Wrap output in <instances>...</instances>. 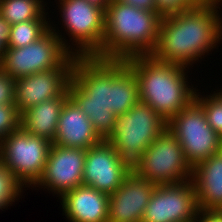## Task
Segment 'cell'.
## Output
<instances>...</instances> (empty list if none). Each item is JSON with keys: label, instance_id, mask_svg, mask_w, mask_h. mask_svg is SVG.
Returning <instances> with one entry per match:
<instances>
[{"label": "cell", "instance_id": "obj_1", "mask_svg": "<svg viewBox=\"0 0 222 222\" xmlns=\"http://www.w3.org/2000/svg\"><path fill=\"white\" fill-rule=\"evenodd\" d=\"M68 96L103 140L113 131L117 116L140 102L137 78L126 59L97 56H76Z\"/></svg>", "mask_w": 222, "mask_h": 222}, {"label": "cell", "instance_id": "obj_2", "mask_svg": "<svg viewBox=\"0 0 222 222\" xmlns=\"http://www.w3.org/2000/svg\"><path fill=\"white\" fill-rule=\"evenodd\" d=\"M221 4L222 0H214L203 7L163 16L150 55L161 62L188 66L187 69L209 55L222 39Z\"/></svg>", "mask_w": 222, "mask_h": 222}, {"label": "cell", "instance_id": "obj_3", "mask_svg": "<svg viewBox=\"0 0 222 222\" xmlns=\"http://www.w3.org/2000/svg\"><path fill=\"white\" fill-rule=\"evenodd\" d=\"M126 62L137 78L140 102L167 122L195 99L198 90L189 86L186 66L161 62L150 54L131 56Z\"/></svg>", "mask_w": 222, "mask_h": 222}, {"label": "cell", "instance_id": "obj_4", "mask_svg": "<svg viewBox=\"0 0 222 222\" xmlns=\"http://www.w3.org/2000/svg\"><path fill=\"white\" fill-rule=\"evenodd\" d=\"M104 19V39L97 57L126 59L154 50L162 19L159 13L112 0Z\"/></svg>", "mask_w": 222, "mask_h": 222}, {"label": "cell", "instance_id": "obj_5", "mask_svg": "<svg viewBox=\"0 0 222 222\" xmlns=\"http://www.w3.org/2000/svg\"><path fill=\"white\" fill-rule=\"evenodd\" d=\"M166 129L167 121L151 106L139 102L117 116L114 129L105 140L117 151L121 167L128 174H136L144 152Z\"/></svg>", "mask_w": 222, "mask_h": 222}, {"label": "cell", "instance_id": "obj_6", "mask_svg": "<svg viewBox=\"0 0 222 222\" xmlns=\"http://www.w3.org/2000/svg\"><path fill=\"white\" fill-rule=\"evenodd\" d=\"M51 23L37 41L22 48L6 47L0 57V69L17 79L57 67H73L76 58L73 46Z\"/></svg>", "mask_w": 222, "mask_h": 222}, {"label": "cell", "instance_id": "obj_7", "mask_svg": "<svg viewBox=\"0 0 222 222\" xmlns=\"http://www.w3.org/2000/svg\"><path fill=\"white\" fill-rule=\"evenodd\" d=\"M51 144L20 127L0 142V161L24 188H33L44 172Z\"/></svg>", "mask_w": 222, "mask_h": 222}, {"label": "cell", "instance_id": "obj_8", "mask_svg": "<svg viewBox=\"0 0 222 222\" xmlns=\"http://www.w3.org/2000/svg\"><path fill=\"white\" fill-rule=\"evenodd\" d=\"M58 1L63 28L73 40V55L98 56L105 33V9L87 0Z\"/></svg>", "mask_w": 222, "mask_h": 222}, {"label": "cell", "instance_id": "obj_9", "mask_svg": "<svg viewBox=\"0 0 222 222\" xmlns=\"http://www.w3.org/2000/svg\"><path fill=\"white\" fill-rule=\"evenodd\" d=\"M192 167L222 149V138L209 126L204 109L193 100L167 122Z\"/></svg>", "mask_w": 222, "mask_h": 222}, {"label": "cell", "instance_id": "obj_10", "mask_svg": "<svg viewBox=\"0 0 222 222\" xmlns=\"http://www.w3.org/2000/svg\"><path fill=\"white\" fill-rule=\"evenodd\" d=\"M192 173L179 141L166 129L144 152L136 175L155 185H167L191 180Z\"/></svg>", "mask_w": 222, "mask_h": 222}, {"label": "cell", "instance_id": "obj_11", "mask_svg": "<svg viewBox=\"0 0 222 222\" xmlns=\"http://www.w3.org/2000/svg\"><path fill=\"white\" fill-rule=\"evenodd\" d=\"M198 212L192 180L156 185L141 222H195Z\"/></svg>", "mask_w": 222, "mask_h": 222}, {"label": "cell", "instance_id": "obj_12", "mask_svg": "<svg viewBox=\"0 0 222 222\" xmlns=\"http://www.w3.org/2000/svg\"><path fill=\"white\" fill-rule=\"evenodd\" d=\"M86 150L51 144L44 172L33 187L46 188L59 199L68 191L83 185Z\"/></svg>", "mask_w": 222, "mask_h": 222}, {"label": "cell", "instance_id": "obj_13", "mask_svg": "<svg viewBox=\"0 0 222 222\" xmlns=\"http://www.w3.org/2000/svg\"><path fill=\"white\" fill-rule=\"evenodd\" d=\"M73 67H57L15 79L14 102L20 113L43 101L69 97Z\"/></svg>", "mask_w": 222, "mask_h": 222}, {"label": "cell", "instance_id": "obj_14", "mask_svg": "<svg viewBox=\"0 0 222 222\" xmlns=\"http://www.w3.org/2000/svg\"><path fill=\"white\" fill-rule=\"evenodd\" d=\"M128 175L118 161L117 151L106 140L86 150L83 185L111 195Z\"/></svg>", "mask_w": 222, "mask_h": 222}, {"label": "cell", "instance_id": "obj_15", "mask_svg": "<svg viewBox=\"0 0 222 222\" xmlns=\"http://www.w3.org/2000/svg\"><path fill=\"white\" fill-rule=\"evenodd\" d=\"M156 185L136 174H129L109 195L107 222H141Z\"/></svg>", "mask_w": 222, "mask_h": 222}, {"label": "cell", "instance_id": "obj_16", "mask_svg": "<svg viewBox=\"0 0 222 222\" xmlns=\"http://www.w3.org/2000/svg\"><path fill=\"white\" fill-rule=\"evenodd\" d=\"M102 140L86 114L68 98L61 109L52 144L87 150Z\"/></svg>", "mask_w": 222, "mask_h": 222}, {"label": "cell", "instance_id": "obj_17", "mask_svg": "<svg viewBox=\"0 0 222 222\" xmlns=\"http://www.w3.org/2000/svg\"><path fill=\"white\" fill-rule=\"evenodd\" d=\"M64 215L70 222H107L109 195L80 185L61 197Z\"/></svg>", "mask_w": 222, "mask_h": 222}, {"label": "cell", "instance_id": "obj_18", "mask_svg": "<svg viewBox=\"0 0 222 222\" xmlns=\"http://www.w3.org/2000/svg\"><path fill=\"white\" fill-rule=\"evenodd\" d=\"M199 210L222 212V149L193 167Z\"/></svg>", "mask_w": 222, "mask_h": 222}, {"label": "cell", "instance_id": "obj_19", "mask_svg": "<svg viewBox=\"0 0 222 222\" xmlns=\"http://www.w3.org/2000/svg\"><path fill=\"white\" fill-rule=\"evenodd\" d=\"M68 98L56 97L25 110L21 113V127L28 133L43 137L53 143L60 112Z\"/></svg>", "mask_w": 222, "mask_h": 222}, {"label": "cell", "instance_id": "obj_20", "mask_svg": "<svg viewBox=\"0 0 222 222\" xmlns=\"http://www.w3.org/2000/svg\"><path fill=\"white\" fill-rule=\"evenodd\" d=\"M44 0H0V17L10 25L29 20H48Z\"/></svg>", "mask_w": 222, "mask_h": 222}, {"label": "cell", "instance_id": "obj_21", "mask_svg": "<svg viewBox=\"0 0 222 222\" xmlns=\"http://www.w3.org/2000/svg\"><path fill=\"white\" fill-rule=\"evenodd\" d=\"M50 21L29 20L10 26L6 47L22 48L43 36L50 29Z\"/></svg>", "mask_w": 222, "mask_h": 222}, {"label": "cell", "instance_id": "obj_22", "mask_svg": "<svg viewBox=\"0 0 222 222\" xmlns=\"http://www.w3.org/2000/svg\"><path fill=\"white\" fill-rule=\"evenodd\" d=\"M215 92L205 96L196 91L194 100L204 109L209 126L222 138V92Z\"/></svg>", "mask_w": 222, "mask_h": 222}, {"label": "cell", "instance_id": "obj_23", "mask_svg": "<svg viewBox=\"0 0 222 222\" xmlns=\"http://www.w3.org/2000/svg\"><path fill=\"white\" fill-rule=\"evenodd\" d=\"M23 186L16 180L14 175L0 161V209L12 205L21 198Z\"/></svg>", "mask_w": 222, "mask_h": 222}, {"label": "cell", "instance_id": "obj_24", "mask_svg": "<svg viewBox=\"0 0 222 222\" xmlns=\"http://www.w3.org/2000/svg\"><path fill=\"white\" fill-rule=\"evenodd\" d=\"M20 127L21 113L16 105H0V142Z\"/></svg>", "mask_w": 222, "mask_h": 222}, {"label": "cell", "instance_id": "obj_25", "mask_svg": "<svg viewBox=\"0 0 222 222\" xmlns=\"http://www.w3.org/2000/svg\"><path fill=\"white\" fill-rule=\"evenodd\" d=\"M157 13L162 17L182 12L191 7H203L214 0H155Z\"/></svg>", "mask_w": 222, "mask_h": 222}, {"label": "cell", "instance_id": "obj_26", "mask_svg": "<svg viewBox=\"0 0 222 222\" xmlns=\"http://www.w3.org/2000/svg\"><path fill=\"white\" fill-rule=\"evenodd\" d=\"M14 85L15 79L0 69V105L15 104Z\"/></svg>", "mask_w": 222, "mask_h": 222}, {"label": "cell", "instance_id": "obj_27", "mask_svg": "<svg viewBox=\"0 0 222 222\" xmlns=\"http://www.w3.org/2000/svg\"><path fill=\"white\" fill-rule=\"evenodd\" d=\"M195 222H222V212L199 210Z\"/></svg>", "mask_w": 222, "mask_h": 222}, {"label": "cell", "instance_id": "obj_28", "mask_svg": "<svg viewBox=\"0 0 222 222\" xmlns=\"http://www.w3.org/2000/svg\"><path fill=\"white\" fill-rule=\"evenodd\" d=\"M115 1L133 5L136 8L157 12L155 0H115Z\"/></svg>", "mask_w": 222, "mask_h": 222}, {"label": "cell", "instance_id": "obj_29", "mask_svg": "<svg viewBox=\"0 0 222 222\" xmlns=\"http://www.w3.org/2000/svg\"><path fill=\"white\" fill-rule=\"evenodd\" d=\"M10 24L0 17V57L6 49L7 39L9 37Z\"/></svg>", "mask_w": 222, "mask_h": 222}, {"label": "cell", "instance_id": "obj_30", "mask_svg": "<svg viewBox=\"0 0 222 222\" xmlns=\"http://www.w3.org/2000/svg\"><path fill=\"white\" fill-rule=\"evenodd\" d=\"M88 2L97 4L101 6L102 8L106 9L107 5L112 1V0H87Z\"/></svg>", "mask_w": 222, "mask_h": 222}]
</instances>
